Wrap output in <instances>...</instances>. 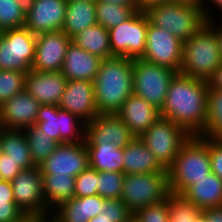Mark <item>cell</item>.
<instances>
[{"label":"cell","instance_id":"f35d334b","mask_svg":"<svg viewBox=\"0 0 222 222\" xmlns=\"http://www.w3.org/2000/svg\"><path fill=\"white\" fill-rule=\"evenodd\" d=\"M98 171L90 166L75 177L74 197L98 195Z\"/></svg>","mask_w":222,"mask_h":222},{"label":"cell","instance_id":"e0dca14e","mask_svg":"<svg viewBox=\"0 0 222 222\" xmlns=\"http://www.w3.org/2000/svg\"><path fill=\"white\" fill-rule=\"evenodd\" d=\"M39 167L42 174L76 177L89 167L85 142L59 144Z\"/></svg>","mask_w":222,"mask_h":222},{"label":"cell","instance_id":"816d5d0a","mask_svg":"<svg viewBox=\"0 0 222 222\" xmlns=\"http://www.w3.org/2000/svg\"><path fill=\"white\" fill-rule=\"evenodd\" d=\"M139 4V11H146L149 7L163 4L172 0H137Z\"/></svg>","mask_w":222,"mask_h":222},{"label":"cell","instance_id":"d6a6232c","mask_svg":"<svg viewBox=\"0 0 222 222\" xmlns=\"http://www.w3.org/2000/svg\"><path fill=\"white\" fill-rule=\"evenodd\" d=\"M50 218L49 222H88L85 197H74L64 201L51 212Z\"/></svg>","mask_w":222,"mask_h":222},{"label":"cell","instance_id":"277c9868","mask_svg":"<svg viewBox=\"0 0 222 222\" xmlns=\"http://www.w3.org/2000/svg\"><path fill=\"white\" fill-rule=\"evenodd\" d=\"M144 12L152 25L166 29L183 42L207 23L197 2L172 0L151 6Z\"/></svg>","mask_w":222,"mask_h":222},{"label":"cell","instance_id":"603a6c76","mask_svg":"<svg viewBox=\"0 0 222 222\" xmlns=\"http://www.w3.org/2000/svg\"><path fill=\"white\" fill-rule=\"evenodd\" d=\"M167 170L154 157L140 137H135L123 148V173H159Z\"/></svg>","mask_w":222,"mask_h":222},{"label":"cell","instance_id":"2e32d148","mask_svg":"<svg viewBox=\"0 0 222 222\" xmlns=\"http://www.w3.org/2000/svg\"><path fill=\"white\" fill-rule=\"evenodd\" d=\"M66 7V0H30L24 26L35 35L62 31Z\"/></svg>","mask_w":222,"mask_h":222},{"label":"cell","instance_id":"6da1fadb","mask_svg":"<svg viewBox=\"0 0 222 222\" xmlns=\"http://www.w3.org/2000/svg\"><path fill=\"white\" fill-rule=\"evenodd\" d=\"M208 81L177 73L169 86L160 117L180 125L190 136H200L206 124Z\"/></svg>","mask_w":222,"mask_h":222},{"label":"cell","instance_id":"ee69618b","mask_svg":"<svg viewBox=\"0 0 222 222\" xmlns=\"http://www.w3.org/2000/svg\"><path fill=\"white\" fill-rule=\"evenodd\" d=\"M104 201L99 195L85 197L86 217H89V220L102 213Z\"/></svg>","mask_w":222,"mask_h":222},{"label":"cell","instance_id":"4316f807","mask_svg":"<svg viewBox=\"0 0 222 222\" xmlns=\"http://www.w3.org/2000/svg\"><path fill=\"white\" fill-rule=\"evenodd\" d=\"M71 39L77 47L101 59L115 57L110 46L109 31L98 23L83 29Z\"/></svg>","mask_w":222,"mask_h":222},{"label":"cell","instance_id":"4dcf8cb0","mask_svg":"<svg viewBox=\"0 0 222 222\" xmlns=\"http://www.w3.org/2000/svg\"><path fill=\"white\" fill-rule=\"evenodd\" d=\"M23 132L29 144L32 161L36 167H39L59 143L43 133L36 125L23 129Z\"/></svg>","mask_w":222,"mask_h":222},{"label":"cell","instance_id":"d4e9b609","mask_svg":"<svg viewBox=\"0 0 222 222\" xmlns=\"http://www.w3.org/2000/svg\"><path fill=\"white\" fill-rule=\"evenodd\" d=\"M96 1L78 0L67 2L66 16L62 31L70 38L83 29L97 24Z\"/></svg>","mask_w":222,"mask_h":222},{"label":"cell","instance_id":"8992f818","mask_svg":"<svg viewBox=\"0 0 222 222\" xmlns=\"http://www.w3.org/2000/svg\"><path fill=\"white\" fill-rule=\"evenodd\" d=\"M170 194L167 172L126 174L120 199L134 213L160 203Z\"/></svg>","mask_w":222,"mask_h":222},{"label":"cell","instance_id":"f5cc1de1","mask_svg":"<svg viewBox=\"0 0 222 222\" xmlns=\"http://www.w3.org/2000/svg\"><path fill=\"white\" fill-rule=\"evenodd\" d=\"M16 222H49V219L40 216L25 214L20 220Z\"/></svg>","mask_w":222,"mask_h":222},{"label":"cell","instance_id":"7a4b0ae2","mask_svg":"<svg viewBox=\"0 0 222 222\" xmlns=\"http://www.w3.org/2000/svg\"><path fill=\"white\" fill-rule=\"evenodd\" d=\"M94 92L98 113L116 114L133 94V59H103L94 80Z\"/></svg>","mask_w":222,"mask_h":222},{"label":"cell","instance_id":"1f68e13d","mask_svg":"<svg viewBox=\"0 0 222 222\" xmlns=\"http://www.w3.org/2000/svg\"><path fill=\"white\" fill-rule=\"evenodd\" d=\"M169 222H205L202 209L182 195L169 194Z\"/></svg>","mask_w":222,"mask_h":222},{"label":"cell","instance_id":"83f0119b","mask_svg":"<svg viewBox=\"0 0 222 222\" xmlns=\"http://www.w3.org/2000/svg\"><path fill=\"white\" fill-rule=\"evenodd\" d=\"M46 206L53 211L64 201L74 198L75 177L70 175L42 174Z\"/></svg>","mask_w":222,"mask_h":222},{"label":"cell","instance_id":"5bb4252c","mask_svg":"<svg viewBox=\"0 0 222 222\" xmlns=\"http://www.w3.org/2000/svg\"><path fill=\"white\" fill-rule=\"evenodd\" d=\"M136 136L117 114H98L86 123L85 145L100 146L113 143L124 148Z\"/></svg>","mask_w":222,"mask_h":222},{"label":"cell","instance_id":"d590c367","mask_svg":"<svg viewBox=\"0 0 222 222\" xmlns=\"http://www.w3.org/2000/svg\"><path fill=\"white\" fill-rule=\"evenodd\" d=\"M125 174L123 172L98 171V195L105 200L120 199Z\"/></svg>","mask_w":222,"mask_h":222},{"label":"cell","instance_id":"9c48e42d","mask_svg":"<svg viewBox=\"0 0 222 222\" xmlns=\"http://www.w3.org/2000/svg\"><path fill=\"white\" fill-rule=\"evenodd\" d=\"M191 136L178 124L160 117L140 138L154 157L167 170L178 155L181 146Z\"/></svg>","mask_w":222,"mask_h":222},{"label":"cell","instance_id":"ba28073f","mask_svg":"<svg viewBox=\"0 0 222 222\" xmlns=\"http://www.w3.org/2000/svg\"><path fill=\"white\" fill-rule=\"evenodd\" d=\"M36 35L27 27L0 32V70L28 73L35 58Z\"/></svg>","mask_w":222,"mask_h":222},{"label":"cell","instance_id":"44dd1931","mask_svg":"<svg viewBox=\"0 0 222 222\" xmlns=\"http://www.w3.org/2000/svg\"><path fill=\"white\" fill-rule=\"evenodd\" d=\"M116 114L136 137H140L160 118V110L135 94L127 98Z\"/></svg>","mask_w":222,"mask_h":222},{"label":"cell","instance_id":"c3c4849f","mask_svg":"<svg viewBox=\"0 0 222 222\" xmlns=\"http://www.w3.org/2000/svg\"><path fill=\"white\" fill-rule=\"evenodd\" d=\"M208 84L212 88L222 91V63L217 68L213 76L208 80Z\"/></svg>","mask_w":222,"mask_h":222},{"label":"cell","instance_id":"681fc988","mask_svg":"<svg viewBox=\"0 0 222 222\" xmlns=\"http://www.w3.org/2000/svg\"><path fill=\"white\" fill-rule=\"evenodd\" d=\"M95 1L127 6L130 7L134 12L139 11V4L137 0H95Z\"/></svg>","mask_w":222,"mask_h":222},{"label":"cell","instance_id":"7dc6e473","mask_svg":"<svg viewBox=\"0 0 222 222\" xmlns=\"http://www.w3.org/2000/svg\"><path fill=\"white\" fill-rule=\"evenodd\" d=\"M0 200H14L11 182L0 180Z\"/></svg>","mask_w":222,"mask_h":222},{"label":"cell","instance_id":"cb8c5ba5","mask_svg":"<svg viewBox=\"0 0 222 222\" xmlns=\"http://www.w3.org/2000/svg\"><path fill=\"white\" fill-rule=\"evenodd\" d=\"M181 195L200 209L222 206V180L211 172Z\"/></svg>","mask_w":222,"mask_h":222},{"label":"cell","instance_id":"3957f363","mask_svg":"<svg viewBox=\"0 0 222 222\" xmlns=\"http://www.w3.org/2000/svg\"><path fill=\"white\" fill-rule=\"evenodd\" d=\"M211 172L209 139L191 136L167 169L169 191L181 195L190 185Z\"/></svg>","mask_w":222,"mask_h":222},{"label":"cell","instance_id":"8fae6325","mask_svg":"<svg viewBox=\"0 0 222 222\" xmlns=\"http://www.w3.org/2000/svg\"><path fill=\"white\" fill-rule=\"evenodd\" d=\"M148 16L144 11L135 12L129 19L110 28L112 54L117 57L140 59L146 47Z\"/></svg>","mask_w":222,"mask_h":222},{"label":"cell","instance_id":"680465c9","mask_svg":"<svg viewBox=\"0 0 222 222\" xmlns=\"http://www.w3.org/2000/svg\"><path fill=\"white\" fill-rule=\"evenodd\" d=\"M20 1H23L27 4L30 0H20Z\"/></svg>","mask_w":222,"mask_h":222},{"label":"cell","instance_id":"db71d44e","mask_svg":"<svg viewBox=\"0 0 222 222\" xmlns=\"http://www.w3.org/2000/svg\"><path fill=\"white\" fill-rule=\"evenodd\" d=\"M88 222H112V221H110L109 218L104 215V212H102L99 215L95 216L94 218L90 219Z\"/></svg>","mask_w":222,"mask_h":222},{"label":"cell","instance_id":"60d3db41","mask_svg":"<svg viewBox=\"0 0 222 222\" xmlns=\"http://www.w3.org/2000/svg\"><path fill=\"white\" fill-rule=\"evenodd\" d=\"M211 171L222 180V139H209Z\"/></svg>","mask_w":222,"mask_h":222},{"label":"cell","instance_id":"9f6ffc18","mask_svg":"<svg viewBox=\"0 0 222 222\" xmlns=\"http://www.w3.org/2000/svg\"><path fill=\"white\" fill-rule=\"evenodd\" d=\"M184 1H189V2H199V0H184Z\"/></svg>","mask_w":222,"mask_h":222},{"label":"cell","instance_id":"7c38bea8","mask_svg":"<svg viewBox=\"0 0 222 222\" xmlns=\"http://www.w3.org/2000/svg\"><path fill=\"white\" fill-rule=\"evenodd\" d=\"M11 184L15 203L25 214L50 219L51 210L46 206L40 167L20 171Z\"/></svg>","mask_w":222,"mask_h":222},{"label":"cell","instance_id":"f907efd6","mask_svg":"<svg viewBox=\"0 0 222 222\" xmlns=\"http://www.w3.org/2000/svg\"><path fill=\"white\" fill-rule=\"evenodd\" d=\"M215 21L216 20H212L210 22H207V24L215 31V34H216V37H217V40H218L219 51H220L221 58H222V22H221L220 25H218L217 22H215Z\"/></svg>","mask_w":222,"mask_h":222},{"label":"cell","instance_id":"7bdbcfd3","mask_svg":"<svg viewBox=\"0 0 222 222\" xmlns=\"http://www.w3.org/2000/svg\"><path fill=\"white\" fill-rule=\"evenodd\" d=\"M22 171L18 163L8 158V155H0V180L11 182L15 176Z\"/></svg>","mask_w":222,"mask_h":222},{"label":"cell","instance_id":"f6af8a7d","mask_svg":"<svg viewBox=\"0 0 222 222\" xmlns=\"http://www.w3.org/2000/svg\"><path fill=\"white\" fill-rule=\"evenodd\" d=\"M205 222H222V206L202 209Z\"/></svg>","mask_w":222,"mask_h":222},{"label":"cell","instance_id":"f1b7e54d","mask_svg":"<svg viewBox=\"0 0 222 222\" xmlns=\"http://www.w3.org/2000/svg\"><path fill=\"white\" fill-rule=\"evenodd\" d=\"M89 166L99 172H123V148L115 144L103 143L100 146H86Z\"/></svg>","mask_w":222,"mask_h":222},{"label":"cell","instance_id":"ffe728a7","mask_svg":"<svg viewBox=\"0 0 222 222\" xmlns=\"http://www.w3.org/2000/svg\"><path fill=\"white\" fill-rule=\"evenodd\" d=\"M67 79L61 71L36 72L32 69L26 74L25 90L41 105H59Z\"/></svg>","mask_w":222,"mask_h":222},{"label":"cell","instance_id":"6f0895ef","mask_svg":"<svg viewBox=\"0 0 222 222\" xmlns=\"http://www.w3.org/2000/svg\"><path fill=\"white\" fill-rule=\"evenodd\" d=\"M2 153V148H1V139H0V155Z\"/></svg>","mask_w":222,"mask_h":222},{"label":"cell","instance_id":"74e56055","mask_svg":"<svg viewBox=\"0 0 222 222\" xmlns=\"http://www.w3.org/2000/svg\"><path fill=\"white\" fill-rule=\"evenodd\" d=\"M133 217L137 222H169V195L160 203L136 210Z\"/></svg>","mask_w":222,"mask_h":222},{"label":"cell","instance_id":"ab89813d","mask_svg":"<svg viewBox=\"0 0 222 222\" xmlns=\"http://www.w3.org/2000/svg\"><path fill=\"white\" fill-rule=\"evenodd\" d=\"M102 212L112 222H127L133 216L121 199L105 200Z\"/></svg>","mask_w":222,"mask_h":222},{"label":"cell","instance_id":"bcb514c9","mask_svg":"<svg viewBox=\"0 0 222 222\" xmlns=\"http://www.w3.org/2000/svg\"><path fill=\"white\" fill-rule=\"evenodd\" d=\"M204 1H206V0H199L198 3H199V5L201 6V8L203 10L206 21L210 22V21H212L213 19H216V18L213 17L212 12L210 11V9L207 8L208 6H205L207 4ZM207 1H209V3H211L213 5L215 4L214 5L215 8L216 9L218 8L217 10H220V13H222V0H207ZM220 16L222 17V15H220Z\"/></svg>","mask_w":222,"mask_h":222},{"label":"cell","instance_id":"11a10c76","mask_svg":"<svg viewBox=\"0 0 222 222\" xmlns=\"http://www.w3.org/2000/svg\"><path fill=\"white\" fill-rule=\"evenodd\" d=\"M127 222H137L136 219L132 216Z\"/></svg>","mask_w":222,"mask_h":222},{"label":"cell","instance_id":"30bf717a","mask_svg":"<svg viewBox=\"0 0 222 222\" xmlns=\"http://www.w3.org/2000/svg\"><path fill=\"white\" fill-rule=\"evenodd\" d=\"M35 125L59 144L85 141L86 123L56 105H40Z\"/></svg>","mask_w":222,"mask_h":222},{"label":"cell","instance_id":"ac0fdd59","mask_svg":"<svg viewBox=\"0 0 222 222\" xmlns=\"http://www.w3.org/2000/svg\"><path fill=\"white\" fill-rule=\"evenodd\" d=\"M58 107L91 122L99 113L95 103L94 82L68 80Z\"/></svg>","mask_w":222,"mask_h":222},{"label":"cell","instance_id":"484cf974","mask_svg":"<svg viewBox=\"0 0 222 222\" xmlns=\"http://www.w3.org/2000/svg\"><path fill=\"white\" fill-rule=\"evenodd\" d=\"M2 153L18 163L22 170L36 167L30 155V148L23 130L0 128Z\"/></svg>","mask_w":222,"mask_h":222},{"label":"cell","instance_id":"b9f144b4","mask_svg":"<svg viewBox=\"0 0 222 222\" xmlns=\"http://www.w3.org/2000/svg\"><path fill=\"white\" fill-rule=\"evenodd\" d=\"M24 215L15 200H0V222H16Z\"/></svg>","mask_w":222,"mask_h":222},{"label":"cell","instance_id":"5b68a950","mask_svg":"<svg viewBox=\"0 0 222 222\" xmlns=\"http://www.w3.org/2000/svg\"><path fill=\"white\" fill-rule=\"evenodd\" d=\"M221 63L215 31L207 23L183 43L181 74L208 81Z\"/></svg>","mask_w":222,"mask_h":222},{"label":"cell","instance_id":"52a82bcc","mask_svg":"<svg viewBox=\"0 0 222 222\" xmlns=\"http://www.w3.org/2000/svg\"><path fill=\"white\" fill-rule=\"evenodd\" d=\"M177 73L168 67L133 59V94L161 110L170 83Z\"/></svg>","mask_w":222,"mask_h":222},{"label":"cell","instance_id":"7402d4cb","mask_svg":"<svg viewBox=\"0 0 222 222\" xmlns=\"http://www.w3.org/2000/svg\"><path fill=\"white\" fill-rule=\"evenodd\" d=\"M102 60L71 42L61 72L67 80L94 82Z\"/></svg>","mask_w":222,"mask_h":222},{"label":"cell","instance_id":"d6986e66","mask_svg":"<svg viewBox=\"0 0 222 222\" xmlns=\"http://www.w3.org/2000/svg\"><path fill=\"white\" fill-rule=\"evenodd\" d=\"M40 105L23 89L0 107V128L23 130L35 125Z\"/></svg>","mask_w":222,"mask_h":222},{"label":"cell","instance_id":"9a60e30c","mask_svg":"<svg viewBox=\"0 0 222 222\" xmlns=\"http://www.w3.org/2000/svg\"><path fill=\"white\" fill-rule=\"evenodd\" d=\"M72 39L63 31L36 35L35 58L31 69L36 72L61 71Z\"/></svg>","mask_w":222,"mask_h":222},{"label":"cell","instance_id":"8d00e7d4","mask_svg":"<svg viewBox=\"0 0 222 222\" xmlns=\"http://www.w3.org/2000/svg\"><path fill=\"white\" fill-rule=\"evenodd\" d=\"M25 72L0 70V107L25 89Z\"/></svg>","mask_w":222,"mask_h":222},{"label":"cell","instance_id":"f546056e","mask_svg":"<svg viewBox=\"0 0 222 222\" xmlns=\"http://www.w3.org/2000/svg\"><path fill=\"white\" fill-rule=\"evenodd\" d=\"M200 137L222 139V91L208 85L207 117Z\"/></svg>","mask_w":222,"mask_h":222},{"label":"cell","instance_id":"836d02e7","mask_svg":"<svg viewBox=\"0 0 222 222\" xmlns=\"http://www.w3.org/2000/svg\"><path fill=\"white\" fill-rule=\"evenodd\" d=\"M26 3L20 0H0V32L24 27Z\"/></svg>","mask_w":222,"mask_h":222},{"label":"cell","instance_id":"4fadbf2b","mask_svg":"<svg viewBox=\"0 0 222 222\" xmlns=\"http://www.w3.org/2000/svg\"><path fill=\"white\" fill-rule=\"evenodd\" d=\"M183 43L166 29L152 25L148 19L146 47L140 59L179 73L182 66Z\"/></svg>","mask_w":222,"mask_h":222},{"label":"cell","instance_id":"e575fe53","mask_svg":"<svg viewBox=\"0 0 222 222\" xmlns=\"http://www.w3.org/2000/svg\"><path fill=\"white\" fill-rule=\"evenodd\" d=\"M134 13L135 12L127 6L96 1L97 22L107 30L126 21Z\"/></svg>","mask_w":222,"mask_h":222}]
</instances>
